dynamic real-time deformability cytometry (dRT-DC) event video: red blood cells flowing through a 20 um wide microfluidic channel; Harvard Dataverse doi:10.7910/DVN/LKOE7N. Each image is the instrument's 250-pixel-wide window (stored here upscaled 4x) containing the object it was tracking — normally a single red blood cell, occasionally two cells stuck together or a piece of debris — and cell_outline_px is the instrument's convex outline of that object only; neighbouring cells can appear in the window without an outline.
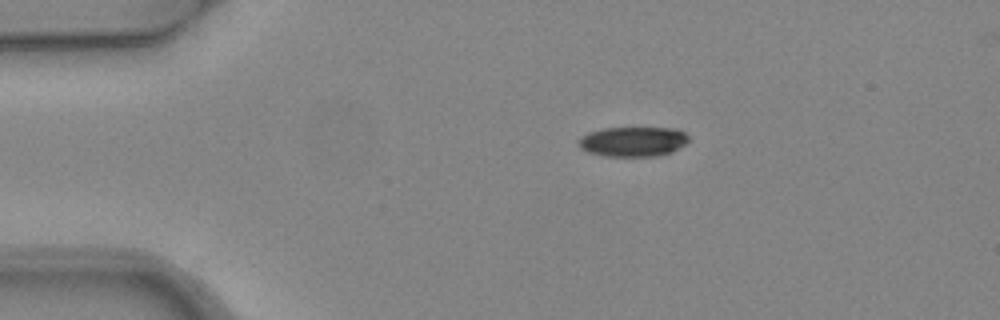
{"species": "common noctule bat (a hibernating species)", "species_latin": "Nyctalus noctula", "temperature_condition": "warm", "stored_images_in_passage": 4, "camera_frame_rate_fps": 3000, "um_per_image_px": 0.085, "animal": {"sex": "female", "body_mass_g": 24.6, "forearm_length_mm": 56.2}, "frame": {"image": 1, "passage_image": 1, "time_ms": 0.0, "image_size_px": [1000, 320], "cell_outline_px": [[688, 140], [684, 144], [672, 152], [656, 156], [608, 156], [588, 152], [580, 148], [576, 140], [588, 132], [604, 128], [676, 128], [684, 132], [688, 136]], "centroid_in_image_um": [53.78, 12.03], "position_along_channel_um": 31.2, "area_um2": 19.13}}
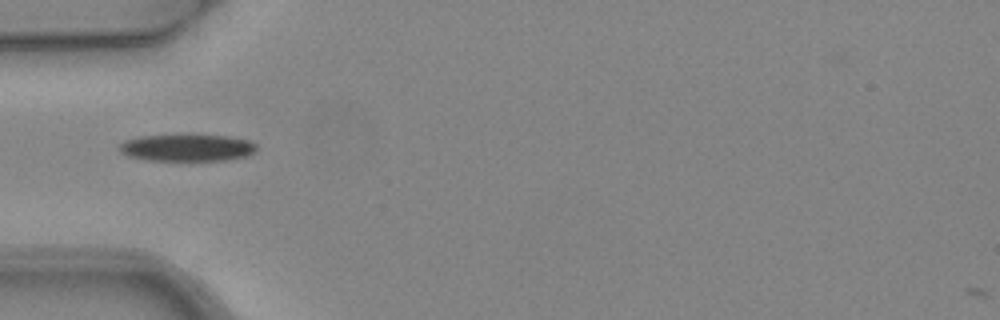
{"frame": {"image": 2, "passage_image": 3, "time_ms": 0.667, "image_size_px": [1000, 320], "cell_outline_px": [[256, 148], [248, 156], [228, 160], [144, 160], [128, 156], [120, 152], [116, 148], [124, 140], [140, 136], [180, 132], [228, 136], [248, 140], [256, 144]], "centroid_in_image_um": [15.84, 12.51], "position_along_channel_um": 69.2, "area_um2": 22.6}}
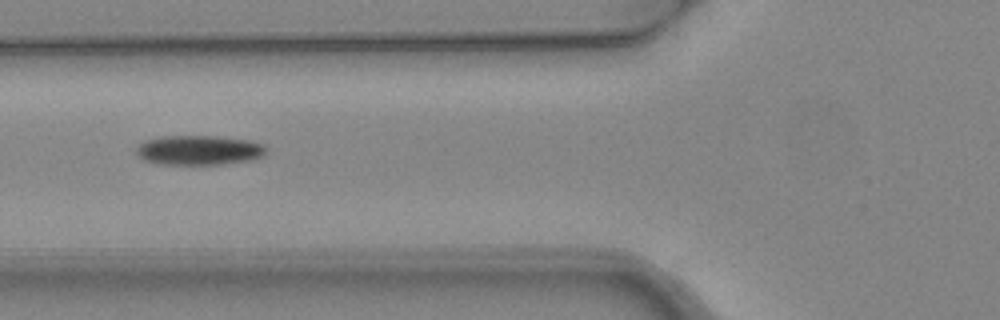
{"frame": {"image": 3, "passage_image": 4, "time_ms": 1.0, "image_size_px": [1000, 320], "cell_outline_px": [[268, 148], [264, 156], [252, 160], [224, 164], [156, 164], [144, 160], [136, 152], [136, 148], [144, 140], [160, 136], [220, 136], [252, 140], [264, 144]], "centroid_in_image_um": [16.97, 12.76], "position_along_channel_um": 108.8, "area_um2": 22.83}}